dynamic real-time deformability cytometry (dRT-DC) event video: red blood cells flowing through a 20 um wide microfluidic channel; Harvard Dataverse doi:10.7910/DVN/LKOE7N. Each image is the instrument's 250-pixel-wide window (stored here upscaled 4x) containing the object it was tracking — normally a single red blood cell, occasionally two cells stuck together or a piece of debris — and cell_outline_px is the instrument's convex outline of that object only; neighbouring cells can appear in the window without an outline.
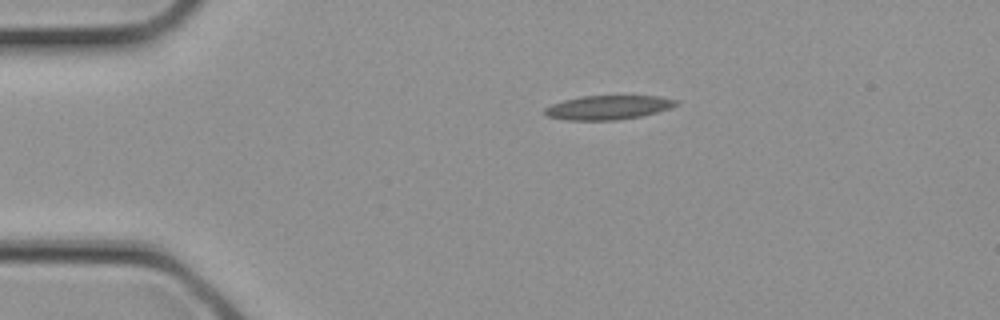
{"species": "common noctule bat (a hibernating species)", "species_latin": "Nyctalus noctula", "temperature_condition": "cold", "stored_images_in_passage": 1, "camera_frame_rate_fps": 3000, "um_per_image_px": 0.085, "animal": {"sex": "female", "body_mass_g": 21.9}, "frame": {"image": 1, "passage_image": 1, "time_ms": 0.0, "image_size_px": [1000, 320], "cell_outline_px": [[680, 104], [656, 112], [640, 116], [616, 120], [568, 120], [548, 116], [544, 112], [544, 108], [552, 104], [564, 100], [580, 96], [660, 96], [680, 100]], "centroid_in_image_um": [51.71, 9.12], "position_along_channel_um": 33.3, "area_um2": 18.38}}